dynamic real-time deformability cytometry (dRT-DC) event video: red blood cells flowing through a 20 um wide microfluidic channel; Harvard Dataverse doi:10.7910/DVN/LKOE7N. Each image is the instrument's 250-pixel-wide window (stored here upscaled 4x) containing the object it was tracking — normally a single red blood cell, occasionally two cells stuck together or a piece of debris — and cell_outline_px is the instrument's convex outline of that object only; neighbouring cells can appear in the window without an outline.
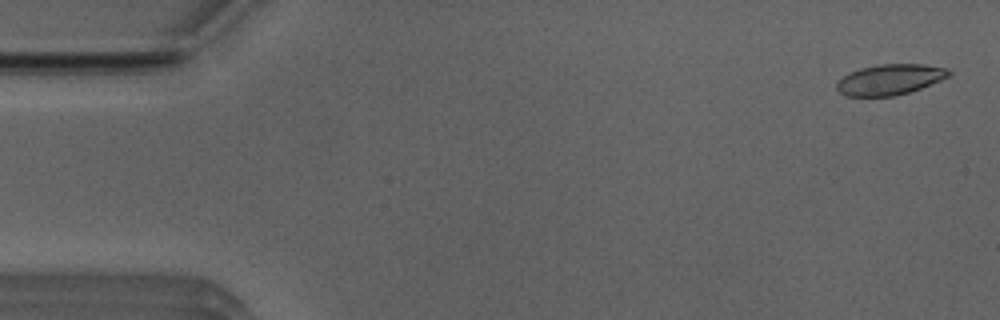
{"species": "Egyptian fruit bat (a non-hibernating species)", "species_latin": "Rousettus aegyptiacus", "temperature_condition": "room temperature", "stored_images_in_passage": 31, "camera_frame_rate_fps": 3000, "um_per_image_px": 0.085, "animal": {"sex": "male"}, "frame": {"image": 1, "passage_image": 2, "time_ms": 0.333, "image_size_px": [1000, 320], "cell_outline_px": [[952, 72], [948, 76], [940, 80], [920, 88], [896, 96], [844, 96], [836, 88], [836, 84], [848, 72], [860, 68], [880, 64], [924, 64], [948, 68]], "centroid_in_image_um": [75.63, 6.75], "position_along_channel_um": 9.4, "area_um2": 19.94}}
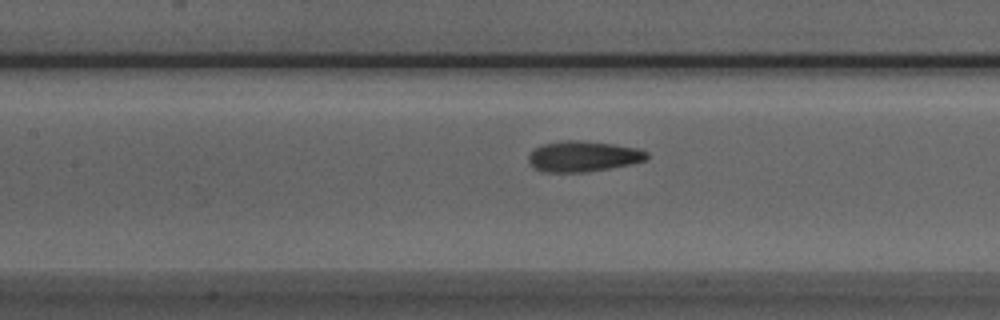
{"frame": {"image": 2, "passage_image": 23, "time_ms": 7.333, "image_size_px": [1000, 320], "cell_outline_px": [[648, 156], [644, 160], [632, 164], [584, 172], [544, 172], [536, 168], [528, 160], [528, 156], [536, 148], [544, 144], [564, 140], [580, 140], [612, 144], [640, 148], [648, 152]], "centroid_in_image_um": [49.6, 13.28], "position_along_channel_um": 157.8, "area_um2": 20.92}}
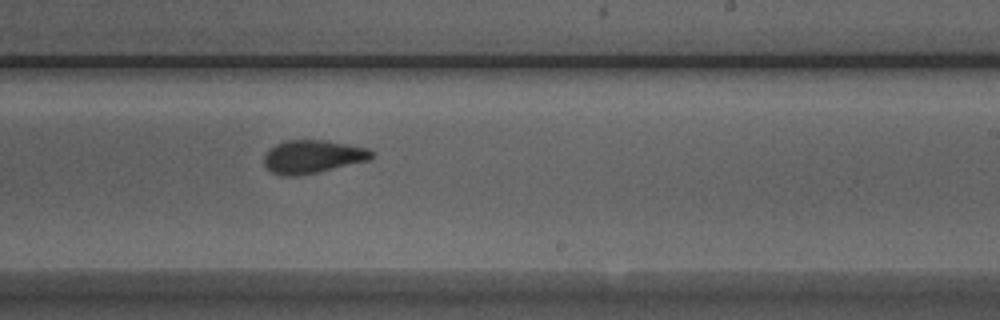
{"frame": {"image": 3, "passage_image": 31, "time_ms": 10.0, "image_size_px": [1000, 320], "cell_outline_px": [[372, 156], [368, 160], [316, 172], [296, 176], [280, 176], [272, 172], [264, 164], [264, 156], [268, 148], [284, 140], [324, 140], [368, 148], [372, 152]], "centroid_in_image_um": [26.51, 13.31], "position_along_channel_um": 262.5, "area_um2": 20.58}}